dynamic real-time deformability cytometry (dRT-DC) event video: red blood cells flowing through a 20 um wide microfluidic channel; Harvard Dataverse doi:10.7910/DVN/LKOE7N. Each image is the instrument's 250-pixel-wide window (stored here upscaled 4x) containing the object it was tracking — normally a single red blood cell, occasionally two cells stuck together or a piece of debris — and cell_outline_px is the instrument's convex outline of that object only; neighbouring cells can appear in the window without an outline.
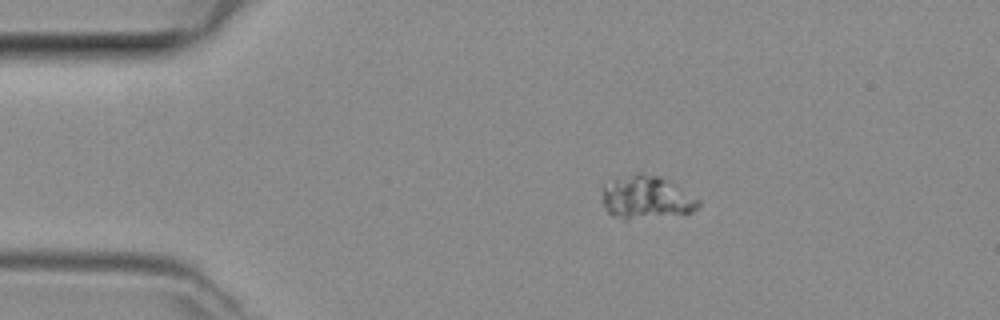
{"species": "common noctule bat (a hibernating species)", "species_latin": "Nyctalus noctula", "temperature_condition": "room temperature", "stored_images_in_passage": 46, "camera_frame_rate_fps": 3000, "um_per_image_px": 0.085, "animal": {"sex": "female", "body_mass_g": 29.2, "forearm_length_mm": 56.3}, "frame": {"image": 1, "passage_image": 7, "time_ms": 2.0, "image_size_px": [1000, 320], "cell_outline_px": [[700, 204], [692, 212], [624, 220], [612, 216], [608, 212], [604, 204], [600, 188], [616, 180], [636, 172], [640, 172], [660, 176], [676, 184], [700, 200]], "centroid_in_image_um": [54.93, 16.77], "position_along_channel_um": 30.1, "area_um2": 23.99}}
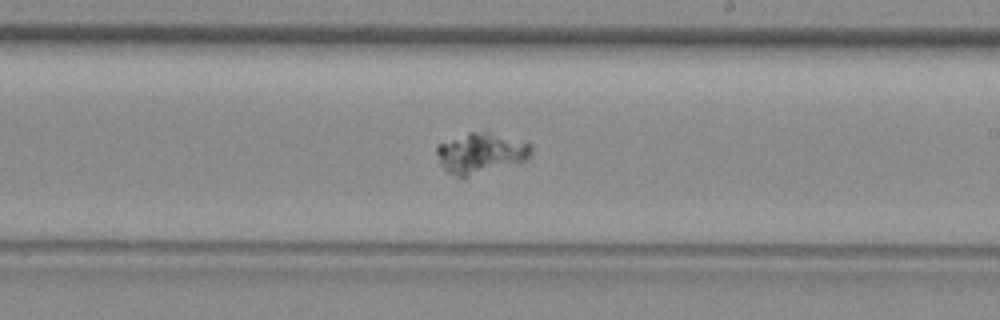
{"frame": {"image": 2, "passage_image": 26, "time_ms": 8.333, "image_size_px": [1000, 320], "cell_outline_px": [[532, 152], [524, 160], [464, 180], [448, 172], [440, 164], [436, 152], [436, 148], [440, 144], [468, 132], [488, 132], [532, 144]], "centroid_in_image_um": [40.84, 13.06], "position_along_channel_um": 248.2, "area_um2": 22.25}}
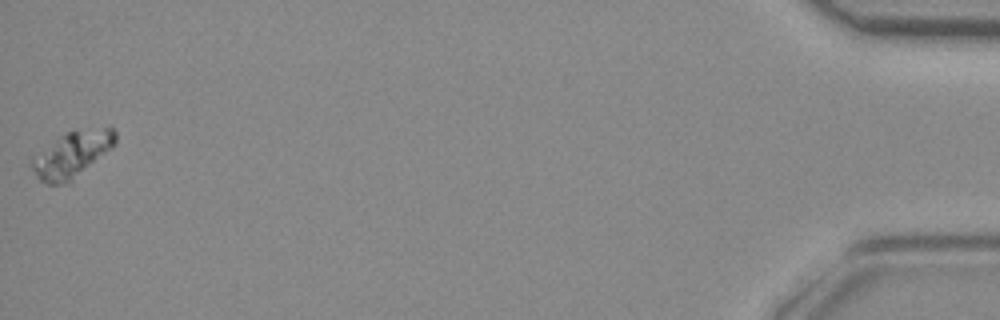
{"frame": {"image": 3, "passage_image": 46, "time_ms": 15.0, "image_size_px": [1000, 320], "cell_outline_px": [[116, 144], [112, 148], [72, 184], [48, 184], [40, 180], [36, 176], [28, 164], [28, 160], [60, 136], [68, 132], [104, 128], [112, 128], [116, 132]], "centroid_in_image_um": [6.11, 13.2], "position_along_channel_um": 429.1, "area_um2": 22.66}}